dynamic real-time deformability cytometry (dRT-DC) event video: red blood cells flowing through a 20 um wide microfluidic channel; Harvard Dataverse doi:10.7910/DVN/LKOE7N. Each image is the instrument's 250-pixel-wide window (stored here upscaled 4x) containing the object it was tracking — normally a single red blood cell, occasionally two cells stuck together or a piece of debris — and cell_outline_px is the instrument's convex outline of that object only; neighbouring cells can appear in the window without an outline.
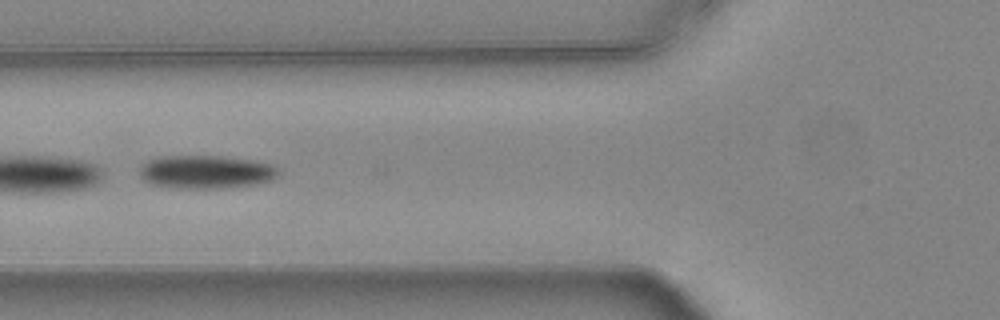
{"species": "common noctule bat (a hibernating species)", "species_latin": "Nyctalus noctula", "temperature_condition": "warm", "stored_images_in_passage": 28, "camera_frame_rate_fps": 3000, "um_per_image_px": 0.085, "animal": {"sex": "female", "body_mass_g": 24.6, "forearm_length_mm": 56.2}, "frame": {"image": 1, "passage_image": 16, "time_ms": 5.0, "image_size_px": [1000, 320], "cell_outline_px": [[280, 172], [272, 180], [256, 184], [224, 188], [172, 188], [152, 184], [144, 180], [140, 176], [140, 164], [148, 160], [160, 156], [220, 156], [252, 160], [272, 164]], "centroid_in_image_um": [17.48, 14.61], "position_along_channel_um": 108.3, "area_um2": 27.05}}